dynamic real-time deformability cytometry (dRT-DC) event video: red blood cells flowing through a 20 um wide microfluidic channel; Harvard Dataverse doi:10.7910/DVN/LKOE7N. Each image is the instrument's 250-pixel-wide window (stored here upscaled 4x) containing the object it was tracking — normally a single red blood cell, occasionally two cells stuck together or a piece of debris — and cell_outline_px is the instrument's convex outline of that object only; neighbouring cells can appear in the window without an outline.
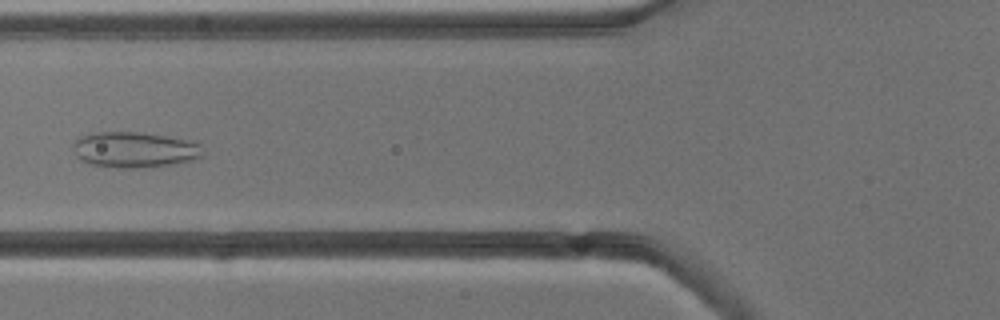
{"species": "common noctule bat (a hibernating species)", "species_latin": "Nyctalus noctula", "temperature_condition": "cold", "stored_images_in_passage": 5, "camera_frame_rate_fps": 3000, "um_per_image_px": 0.085, "animal": {"sex": "male", "body_mass_g": 13.3}, "frame": {"image": 1, "passage_image": 5, "time_ms": 4.333, "image_size_px": [1000, 320], "cell_outline_px": [[204, 156], [188, 160], [152, 168], [116, 168], [88, 164], [80, 160], [76, 156], [72, 148], [72, 144], [80, 136], [96, 132], [136, 132], [164, 136], [184, 140], [200, 144], [204, 152]], "centroid_in_image_um": [11.37, 12.74], "position_along_channel_um": 114.4, "area_um2": 27.05}}